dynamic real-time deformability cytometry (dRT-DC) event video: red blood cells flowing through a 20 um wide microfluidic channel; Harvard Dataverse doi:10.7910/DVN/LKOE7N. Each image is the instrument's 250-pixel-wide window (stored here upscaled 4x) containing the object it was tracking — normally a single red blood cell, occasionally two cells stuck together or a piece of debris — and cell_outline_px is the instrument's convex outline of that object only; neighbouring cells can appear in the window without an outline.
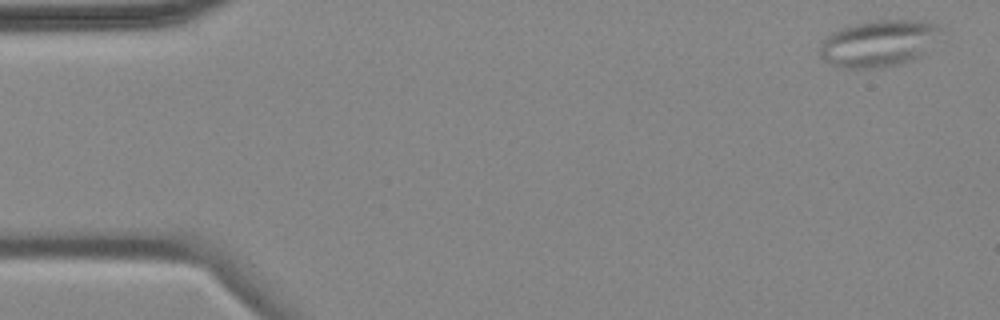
{"species": "common noctule bat (a hibernating species)", "species_latin": "Nyctalus noctula", "temperature_condition": "cold", "stored_images_in_passage": 3, "camera_frame_rate_fps": 3000, "um_per_image_px": 0.085, "animal": {"sex": "female", "body_mass_g": 18.4}, "frame": {"image": 1, "passage_image": 3, "time_ms": 2.333, "image_size_px": [1000, 320], "cell_outline_px": [[940, 28], [936, 40], [924, 56], [916, 60], [880, 68], [840, 68], [828, 64], [820, 56], [820, 44], [832, 32], [840, 28], [872, 20], [920, 20], [936, 24]], "centroid_in_image_um": [74.69, 3.7], "position_along_channel_um": 10.3, "area_um2": 33.18}}